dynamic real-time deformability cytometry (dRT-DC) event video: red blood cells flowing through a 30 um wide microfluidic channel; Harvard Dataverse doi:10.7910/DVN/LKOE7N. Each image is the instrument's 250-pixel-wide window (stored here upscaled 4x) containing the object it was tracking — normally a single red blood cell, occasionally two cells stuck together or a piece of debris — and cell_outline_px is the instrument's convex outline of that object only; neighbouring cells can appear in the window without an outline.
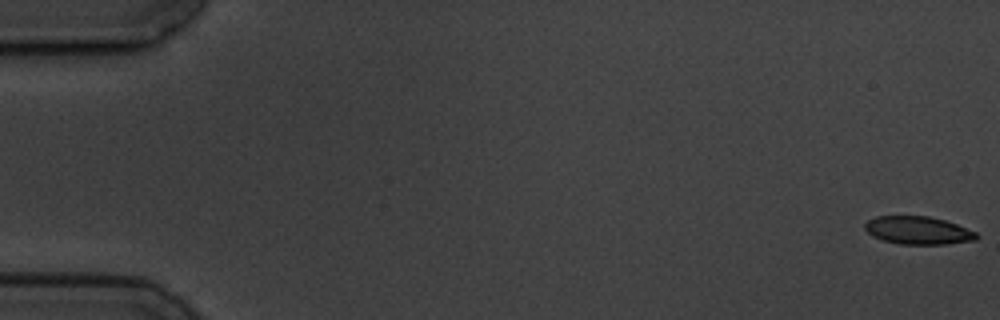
{"species": "common noctule bat (a hibernating species)", "species_latin": "Nyctalus noctula", "temperature_condition": "cold", "stored_images_in_passage": 4, "camera_frame_rate_fps": 3000, "um_per_image_px": 0.085, "animal": {"sex": "male", "body_mass_g": 19.5, "forearm_length_mm": 54.6}, "frame": {"image": 1, "passage_image": 1, "time_ms": 0.0, "image_size_px": [1000, 320], "cell_outline_px": [[980, 236], [976, 240], [944, 244], [900, 244], [884, 240], [872, 236], [864, 228], [864, 224], [868, 220], [876, 216], [928, 216], [944, 220], [956, 224], [976, 232]], "centroid_in_image_um": [78.03, 19.58], "position_along_channel_um": 7.0, "area_um2": 18.09}}